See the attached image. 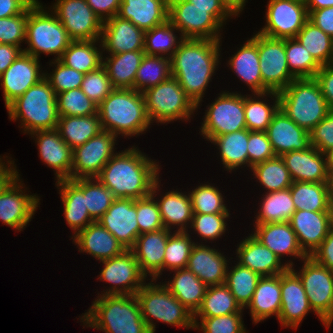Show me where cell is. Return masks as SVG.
Returning <instances> with one entry per match:
<instances>
[{
  "instance_id": "6da1fadb",
  "label": "cell",
  "mask_w": 333,
  "mask_h": 333,
  "mask_svg": "<svg viewBox=\"0 0 333 333\" xmlns=\"http://www.w3.org/2000/svg\"><path fill=\"white\" fill-rule=\"evenodd\" d=\"M157 163L133 146L115 154L97 178L115 198L136 200L150 195L159 180Z\"/></svg>"
},
{
  "instance_id": "7a4b0ae2",
  "label": "cell",
  "mask_w": 333,
  "mask_h": 333,
  "mask_svg": "<svg viewBox=\"0 0 333 333\" xmlns=\"http://www.w3.org/2000/svg\"><path fill=\"white\" fill-rule=\"evenodd\" d=\"M220 42L185 39L170 58L172 76L197 106L218 68Z\"/></svg>"
},
{
  "instance_id": "3957f363",
  "label": "cell",
  "mask_w": 333,
  "mask_h": 333,
  "mask_svg": "<svg viewBox=\"0 0 333 333\" xmlns=\"http://www.w3.org/2000/svg\"><path fill=\"white\" fill-rule=\"evenodd\" d=\"M97 298L81 317L87 327L105 333H151L136 295L98 294Z\"/></svg>"
},
{
  "instance_id": "277c9868",
  "label": "cell",
  "mask_w": 333,
  "mask_h": 333,
  "mask_svg": "<svg viewBox=\"0 0 333 333\" xmlns=\"http://www.w3.org/2000/svg\"><path fill=\"white\" fill-rule=\"evenodd\" d=\"M102 130L121 136L147 131L149 120L143 94L135 89L115 88L97 107Z\"/></svg>"
},
{
  "instance_id": "5b68a950",
  "label": "cell",
  "mask_w": 333,
  "mask_h": 333,
  "mask_svg": "<svg viewBox=\"0 0 333 333\" xmlns=\"http://www.w3.org/2000/svg\"><path fill=\"white\" fill-rule=\"evenodd\" d=\"M10 120H20L24 133L56 129L59 115L56 94L44 77L7 107Z\"/></svg>"
},
{
  "instance_id": "8992f818",
  "label": "cell",
  "mask_w": 333,
  "mask_h": 333,
  "mask_svg": "<svg viewBox=\"0 0 333 333\" xmlns=\"http://www.w3.org/2000/svg\"><path fill=\"white\" fill-rule=\"evenodd\" d=\"M278 96L279 108L307 132L331 110L314 78L294 79Z\"/></svg>"
},
{
  "instance_id": "52a82bcc",
  "label": "cell",
  "mask_w": 333,
  "mask_h": 333,
  "mask_svg": "<svg viewBox=\"0 0 333 333\" xmlns=\"http://www.w3.org/2000/svg\"><path fill=\"white\" fill-rule=\"evenodd\" d=\"M25 41L28 47L23 49L24 53L37 59L41 53L54 54V59L59 60L73 40L53 12L50 14L42 3L33 1L28 6Z\"/></svg>"
},
{
  "instance_id": "ba28073f",
  "label": "cell",
  "mask_w": 333,
  "mask_h": 333,
  "mask_svg": "<svg viewBox=\"0 0 333 333\" xmlns=\"http://www.w3.org/2000/svg\"><path fill=\"white\" fill-rule=\"evenodd\" d=\"M153 281L152 279L150 283H145L135 294L140 305L141 316L149 331L155 333L156 323L153 319L171 326L195 329L194 314L172 295L163 283L155 285Z\"/></svg>"
},
{
  "instance_id": "9c48e42d",
  "label": "cell",
  "mask_w": 333,
  "mask_h": 333,
  "mask_svg": "<svg viewBox=\"0 0 333 333\" xmlns=\"http://www.w3.org/2000/svg\"><path fill=\"white\" fill-rule=\"evenodd\" d=\"M142 94L151 123L165 124L179 119L187 121L198 108L173 76Z\"/></svg>"
},
{
  "instance_id": "30bf717a",
  "label": "cell",
  "mask_w": 333,
  "mask_h": 333,
  "mask_svg": "<svg viewBox=\"0 0 333 333\" xmlns=\"http://www.w3.org/2000/svg\"><path fill=\"white\" fill-rule=\"evenodd\" d=\"M300 272L291 269L301 279L310 307L328 329L332 324L333 271L308 256Z\"/></svg>"
},
{
  "instance_id": "8fae6325",
  "label": "cell",
  "mask_w": 333,
  "mask_h": 333,
  "mask_svg": "<svg viewBox=\"0 0 333 333\" xmlns=\"http://www.w3.org/2000/svg\"><path fill=\"white\" fill-rule=\"evenodd\" d=\"M200 128L201 135L209 141L212 137L246 129L244 95L222 91L208 105Z\"/></svg>"
},
{
  "instance_id": "7c38bea8",
  "label": "cell",
  "mask_w": 333,
  "mask_h": 333,
  "mask_svg": "<svg viewBox=\"0 0 333 333\" xmlns=\"http://www.w3.org/2000/svg\"><path fill=\"white\" fill-rule=\"evenodd\" d=\"M256 45L260 60L262 93L279 92L296 79L287 65L285 39L270 38L258 32L256 33Z\"/></svg>"
},
{
  "instance_id": "4fadbf2b",
  "label": "cell",
  "mask_w": 333,
  "mask_h": 333,
  "mask_svg": "<svg viewBox=\"0 0 333 333\" xmlns=\"http://www.w3.org/2000/svg\"><path fill=\"white\" fill-rule=\"evenodd\" d=\"M168 21L185 39L221 41L220 29L223 24L209 13V9L196 7L190 1L171 6L168 9Z\"/></svg>"
},
{
  "instance_id": "5bb4252c",
  "label": "cell",
  "mask_w": 333,
  "mask_h": 333,
  "mask_svg": "<svg viewBox=\"0 0 333 333\" xmlns=\"http://www.w3.org/2000/svg\"><path fill=\"white\" fill-rule=\"evenodd\" d=\"M51 7L73 41L100 40L103 22L86 0H56Z\"/></svg>"
},
{
  "instance_id": "9a60e30c",
  "label": "cell",
  "mask_w": 333,
  "mask_h": 333,
  "mask_svg": "<svg viewBox=\"0 0 333 333\" xmlns=\"http://www.w3.org/2000/svg\"><path fill=\"white\" fill-rule=\"evenodd\" d=\"M100 262L104 268L98 279L113 285L102 295H135L146 283L147 276L141 271L132 250H125L120 255Z\"/></svg>"
},
{
  "instance_id": "2e32d148",
  "label": "cell",
  "mask_w": 333,
  "mask_h": 333,
  "mask_svg": "<svg viewBox=\"0 0 333 333\" xmlns=\"http://www.w3.org/2000/svg\"><path fill=\"white\" fill-rule=\"evenodd\" d=\"M117 136L102 130L81 146L73 149L71 180L97 178L114 153Z\"/></svg>"
},
{
  "instance_id": "e0dca14e",
  "label": "cell",
  "mask_w": 333,
  "mask_h": 333,
  "mask_svg": "<svg viewBox=\"0 0 333 333\" xmlns=\"http://www.w3.org/2000/svg\"><path fill=\"white\" fill-rule=\"evenodd\" d=\"M266 25L260 34L276 39L295 38L309 19L306 4L296 0H269Z\"/></svg>"
},
{
  "instance_id": "ac0fdd59",
  "label": "cell",
  "mask_w": 333,
  "mask_h": 333,
  "mask_svg": "<svg viewBox=\"0 0 333 333\" xmlns=\"http://www.w3.org/2000/svg\"><path fill=\"white\" fill-rule=\"evenodd\" d=\"M19 175L0 194V219L15 230L24 229L31 221L39 205V196L22 191L23 183Z\"/></svg>"
},
{
  "instance_id": "d6986e66",
  "label": "cell",
  "mask_w": 333,
  "mask_h": 333,
  "mask_svg": "<svg viewBox=\"0 0 333 333\" xmlns=\"http://www.w3.org/2000/svg\"><path fill=\"white\" fill-rule=\"evenodd\" d=\"M39 62V59L22 52L0 75L6 107L44 78L45 73L40 71Z\"/></svg>"
},
{
  "instance_id": "ffe728a7",
  "label": "cell",
  "mask_w": 333,
  "mask_h": 333,
  "mask_svg": "<svg viewBox=\"0 0 333 333\" xmlns=\"http://www.w3.org/2000/svg\"><path fill=\"white\" fill-rule=\"evenodd\" d=\"M134 199L116 198L98 222L108 230L126 250H131L139 236Z\"/></svg>"
},
{
  "instance_id": "44dd1931",
  "label": "cell",
  "mask_w": 333,
  "mask_h": 333,
  "mask_svg": "<svg viewBox=\"0 0 333 333\" xmlns=\"http://www.w3.org/2000/svg\"><path fill=\"white\" fill-rule=\"evenodd\" d=\"M310 310L301 279L288 268L281 274V311L278 316L281 326L297 329Z\"/></svg>"
},
{
  "instance_id": "7402d4cb",
  "label": "cell",
  "mask_w": 333,
  "mask_h": 333,
  "mask_svg": "<svg viewBox=\"0 0 333 333\" xmlns=\"http://www.w3.org/2000/svg\"><path fill=\"white\" fill-rule=\"evenodd\" d=\"M289 223L297 235L301 249L311 256L333 226V212L296 210Z\"/></svg>"
},
{
  "instance_id": "603a6c76",
  "label": "cell",
  "mask_w": 333,
  "mask_h": 333,
  "mask_svg": "<svg viewBox=\"0 0 333 333\" xmlns=\"http://www.w3.org/2000/svg\"><path fill=\"white\" fill-rule=\"evenodd\" d=\"M145 32L131 21L117 15L104 21L100 38L102 50L108 54H121L144 50ZM110 52V53H109Z\"/></svg>"
},
{
  "instance_id": "cb8c5ba5",
  "label": "cell",
  "mask_w": 333,
  "mask_h": 333,
  "mask_svg": "<svg viewBox=\"0 0 333 333\" xmlns=\"http://www.w3.org/2000/svg\"><path fill=\"white\" fill-rule=\"evenodd\" d=\"M30 135L36 137L41 160L56 171V181L71 179L73 150L60 137L58 130H40Z\"/></svg>"
},
{
  "instance_id": "d4e9b609",
  "label": "cell",
  "mask_w": 333,
  "mask_h": 333,
  "mask_svg": "<svg viewBox=\"0 0 333 333\" xmlns=\"http://www.w3.org/2000/svg\"><path fill=\"white\" fill-rule=\"evenodd\" d=\"M265 132L276 156L311 147L310 132L298 126L280 108Z\"/></svg>"
},
{
  "instance_id": "484cf974",
  "label": "cell",
  "mask_w": 333,
  "mask_h": 333,
  "mask_svg": "<svg viewBox=\"0 0 333 333\" xmlns=\"http://www.w3.org/2000/svg\"><path fill=\"white\" fill-rule=\"evenodd\" d=\"M240 265L258 273L261 277L275 276L293 267V262L281 264V259L268 247L262 245L252 234L243 239L236 249Z\"/></svg>"
},
{
  "instance_id": "4316f807",
  "label": "cell",
  "mask_w": 333,
  "mask_h": 333,
  "mask_svg": "<svg viewBox=\"0 0 333 333\" xmlns=\"http://www.w3.org/2000/svg\"><path fill=\"white\" fill-rule=\"evenodd\" d=\"M292 181L327 183L329 171L325 153L314 146L307 150H295L281 156Z\"/></svg>"
},
{
  "instance_id": "83f0119b",
  "label": "cell",
  "mask_w": 333,
  "mask_h": 333,
  "mask_svg": "<svg viewBox=\"0 0 333 333\" xmlns=\"http://www.w3.org/2000/svg\"><path fill=\"white\" fill-rule=\"evenodd\" d=\"M172 233L169 229L162 228L157 231L140 234L134 247L131 249L135 254L141 271L153 280L162 275L165 247L168 237Z\"/></svg>"
},
{
  "instance_id": "f1b7e54d",
  "label": "cell",
  "mask_w": 333,
  "mask_h": 333,
  "mask_svg": "<svg viewBox=\"0 0 333 333\" xmlns=\"http://www.w3.org/2000/svg\"><path fill=\"white\" fill-rule=\"evenodd\" d=\"M227 262L220 251L197 242L191 249L187 268L207 286L220 285L225 283Z\"/></svg>"
},
{
  "instance_id": "f546056e",
  "label": "cell",
  "mask_w": 333,
  "mask_h": 333,
  "mask_svg": "<svg viewBox=\"0 0 333 333\" xmlns=\"http://www.w3.org/2000/svg\"><path fill=\"white\" fill-rule=\"evenodd\" d=\"M252 234L262 245L268 247L280 259L283 255L304 260L308 255L301 249L297 235L289 222L255 224Z\"/></svg>"
},
{
  "instance_id": "4dcf8cb0",
  "label": "cell",
  "mask_w": 333,
  "mask_h": 333,
  "mask_svg": "<svg viewBox=\"0 0 333 333\" xmlns=\"http://www.w3.org/2000/svg\"><path fill=\"white\" fill-rule=\"evenodd\" d=\"M73 242L79 246V252L90 254L99 261L113 258L126 250L98 221L79 231Z\"/></svg>"
},
{
  "instance_id": "1f68e13d",
  "label": "cell",
  "mask_w": 333,
  "mask_h": 333,
  "mask_svg": "<svg viewBox=\"0 0 333 333\" xmlns=\"http://www.w3.org/2000/svg\"><path fill=\"white\" fill-rule=\"evenodd\" d=\"M117 16L145 32L168 20V8L166 0H121Z\"/></svg>"
},
{
  "instance_id": "d6a6232c",
  "label": "cell",
  "mask_w": 333,
  "mask_h": 333,
  "mask_svg": "<svg viewBox=\"0 0 333 333\" xmlns=\"http://www.w3.org/2000/svg\"><path fill=\"white\" fill-rule=\"evenodd\" d=\"M250 310L254 324L281 311V274L261 277L246 309Z\"/></svg>"
},
{
  "instance_id": "836d02e7",
  "label": "cell",
  "mask_w": 333,
  "mask_h": 333,
  "mask_svg": "<svg viewBox=\"0 0 333 333\" xmlns=\"http://www.w3.org/2000/svg\"><path fill=\"white\" fill-rule=\"evenodd\" d=\"M64 207V216L68 226L74 230L75 236L94 221L91 219L85 203L83 191L71 180L56 181Z\"/></svg>"
},
{
  "instance_id": "e575fe53",
  "label": "cell",
  "mask_w": 333,
  "mask_h": 333,
  "mask_svg": "<svg viewBox=\"0 0 333 333\" xmlns=\"http://www.w3.org/2000/svg\"><path fill=\"white\" fill-rule=\"evenodd\" d=\"M228 61V66L253 93H262L260 60L256 45V34L248 39Z\"/></svg>"
},
{
  "instance_id": "d590c367",
  "label": "cell",
  "mask_w": 333,
  "mask_h": 333,
  "mask_svg": "<svg viewBox=\"0 0 333 333\" xmlns=\"http://www.w3.org/2000/svg\"><path fill=\"white\" fill-rule=\"evenodd\" d=\"M174 272L173 279L164 285L190 312L195 314L201 306L208 286L187 267Z\"/></svg>"
},
{
  "instance_id": "8d00e7d4",
  "label": "cell",
  "mask_w": 333,
  "mask_h": 333,
  "mask_svg": "<svg viewBox=\"0 0 333 333\" xmlns=\"http://www.w3.org/2000/svg\"><path fill=\"white\" fill-rule=\"evenodd\" d=\"M186 194L177 190L168 191L157 200L164 228L172 230L171 226H177L176 231H188L186 228L190 226L194 212L190 196Z\"/></svg>"
},
{
  "instance_id": "74e56055",
  "label": "cell",
  "mask_w": 333,
  "mask_h": 333,
  "mask_svg": "<svg viewBox=\"0 0 333 333\" xmlns=\"http://www.w3.org/2000/svg\"><path fill=\"white\" fill-rule=\"evenodd\" d=\"M103 57L108 78L114 88L134 89L136 72L140 66L144 51H130L121 54H109Z\"/></svg>"
},
{
  "instance_id": "f35d334b",
  "label": "cell",
  "mask_w": 333,
  "mask_h": 333,
  "mask_svg": "<svg viewBox=\"0 0 333 333\" xmlns=\"http://www.w3.org/2000/svg\"><path fill=\"white\" fill-rule=\"evenodd\" d=\"M56 129L72 150L102 131L98 113L89 116H59Z\"/></svg>"
},
{
  "instance_id": "ab89813d",
  "label": "cell",
  "mask_w": 333,
  "mask_h": 333,
  "mask_svg": "<svg viewBox=\"0 0 333 333\" xmlns=\"http://www.w3.org/2000/svg\"><path fill=\"white\" fill-rule=\"evenodd\" d=\"M248 140L249 130L242 129L212 137L209 141L217 145L224 168L231 172L240 166H248Z\"/></svg>"
},
{
  "instance_id": "60d3db41",
  "label": "cell",
  "mask_w": 333,
  "mask_h": 333,
  "mask_svg": "<svg viewBox=\"0 0 333 333\" xmlns=\"http://www.w3.org/2000/svg\"><path fill=\"white\" fill-rule=\"evenodd\" d=\"M289 188L296 210L333 212L327 183L293 181Z\"/></svg>"
},
{
  "instance_id": "b9f144b4",
  "label": "cell",
  "mask_w": 333,
  "mask_h": 333,
  "mask_svg": "<svg viewBox=\"0 0 333 333\" xmlns=\"http://www.w3.org/2000/svg\"><path fill=\"white\" fill-rule=\"evenodd\" d=\"M98 41L100 40L72 41L59 60L83 74L96 70L103 64V52L95 45Z\"/></svg>"
},
{
  "instance_id": "7bdbcfd3",
  "label": "cell",
  "mask_w": 333,
  "mask_h": 333,
  "mask_svg": "<svg viewBox=\"0 0 333 333\" xmlns=\"http://www.w3.org/2000/svg\"><path fill=\"white\" fill-rule=\"evenodd\" d=\"M255 217V224L289 222L296 211L290 188L267 192Z\"/></svg>"
},
{
  "instance_id": "ee69618b",
  "label": "cell",
  "mask_w": 333,
  "mask_h": 333,
  "mask_svg": "<svg viewBox=\"0 0 333 333\" xmlns=\"http://www.w3.org/2000/svg\"><path fill=\"white\" fill-rule=\"evenodd\" d=\"M243 309L225 284L208 286L201 306L194 314L197 318L217 317L233 313H242ZM197 317V318H196Z\"/></svg>"
},
{
  "instance_id": "f6af8a7d",
  "label": "cell",
  "mask_w": 333,
  "mask_h": 333,
  "mask_svg": "<svg viewBox=\"0 0 333 333\" xmlns=\"http://www.w3.org/2000/svg\"><path fill=\"white\" fill-rule=\"evenodd\" d=\"M253 95L257 98L255 99V97L252 98V96L244 95L246 129L249 131L265 132L271 123L273 115L279 109L278 92L267 91L263 93H254ZM269 95L274 101L273 105L260 101L261 98L264 99V96Z\"/></svg>"
},
{
  "instance_id": "bcb514c9",
  "label": "cell",
  "mask_w": 333,
  "mask_h": 333,
  "mask_svg": "<svg viewBox=\"0 0 333 333\" xmlns=\"http://www.w3.org/2000/svg\"><path fill=\"white\" fill-rule=\"evenodd\" d=\"M295 38L321 66L333 63V39L309 19Z\"/></svg>"
},
{
  "instance_id": "7dc6e473",
  "label": "cell",
  "mask_w": 333,
  "mask_h": 333,
  "mask_svg": "<svg viewBox=\"0 0 333 333\" xmlns=\"http://www.w3.org/2000/svg\"><path fill=\"white\" fill-rule=\"evenodd\" d=\"M171 76L170 58L145 54L136 72L134 89L142 93Z\"/></svg>"
},
{
  "instance_id": "c3c4849f",
  "label": "cell",
  "mask_w": 333,
  "mask_h": 333,
  "mask_svg": "<svg viewBox=\"0 0 333 333\" xmlns=\"http://www.w3.org/2000/svg\"><path fill=\"white\" fill-rule=\"evenodd\" d=\"M178 31L168 20L159 26L145 31L144 52L147 55L163 56L171 58L179 45L185 40L184 37L175 35ZM174 31V32H173Z\"/></svg>"
},
{
  "instance_id": "681fc988",
  "label": "cell",
  "mask_w": 333,
  "mask_h": 333,
  "mask_svg": "<svg viewBox=\"0 0 333 333\" xmlns=\"http://www.w3.org/2000/svg\"><path fill=\"white\" fill-rule=\"evenodd\" d=\"M84 193L85 203L91 219L96 222L116 199L113 193L98 178L72 180Z\"/></svg>"
},
{
  "instance_id": "f907efd6",
  "label": "cell",
  "mask_w": 333,
  "mask_h": 333,
  "mask_svg": "<svg viewBox=\"0 0 333 333\" xmlns=\"http://www.w3.org/2000/svg\"><path fill=\"white\" fill-rule=\"evenodd\" d=\"M251 170L255 179H258L267 192L287 189L293 182L281 156L256 164Z\"/></svg>"
},
{
  "instance_id": "816d5d0a",
  "label": "cell",
  "mask_w": 333,
  "mask_h": 333,
  "mask_svg": "<svg viewBox=\"0 0 333 333\" xmlns=\"http://www.w3.org/2000/svg\"><path fill=\"white\" fill-rule=\"evenodd\" d=\"M235 265L230 271L227 268L224 284L229 288L236 302L244 309L250 303L261 276L239 263Z\"/></svg>"
},
{
  "instance_id": "f5cc1de1",
  "label": "cell",
  "mask_w": 333,
  "mask_h": 333,
  "mask_svg": "<svg viewBox=\"0 0 333 333\" xmlns=\"http://www.w3.org/2000/svg\"><path fill=\"white\" fill-rule=\"evenodd\" d=\"M285 53L288 68L296 79L314 78L322 67L296 38L285 39Z\"/></svg>"
},
{
  "instance_id": "db71d44e",
  "label": "cell",
  "mask_w": 333,
  "mask_h": 333,
  "mask_svg": "<svg viewBox=\"0 0 333 333\" xmlns=\"http://www.w3.org/2000/svg\"><path fill=\"white\" fill-rule=\"evenodd\" d=\"M168 237L165 247L163 270L174 271L186 268L191 249L195 242L191 240L188 231H173Z\"/></svg>"
},
{
  "instance_id": "11a10c76",
  "label": "cell",
  "mask_w": 333,
  "mask_h": 333,
  "mask_svg": "<svg viewBox=\"0 0 333 333\" xmlns=\"http://www.w3.org/2000/svg\"><path fill=\"white\" fill-rule=\"evenodd\" d=\"M159 185L160 183L157 180L152 187L150 195L134 200L137 210L136 219L139 225V235L164 228L159 205L157 200H155L156 192L160 190Z\"/></svg>"
},
{
  "instance_id": "9f6ffc18",
  "label": "cell",
  "mask_w": 333,
  "mask_h": 333,
  "mask_svg": "<svg viewBox=\"0 0 333 333\" xmlns=\"http://www.w3.org/2000/svg\"><path fill=\"white\" fill-rule=\"evenodd\" d=\"M59 116H89L97 113L93 103L81 88L71 89L56 95Z\"/></svg>"
},
{
  "instance_id": "6f0895ef",
  "label": "cell",
  "mask_w": 333,
  "mask_h": 333,
  "mask_svg": "<svg viewBox=\"0 0 333 333\" xmlns=\"http://www.w3.org/2000/svg\"><path fill=\"white\" fill-rule=\"evenodd\" d=\"M194 213L216 214L229 213L221 192L215 186L200 184L188 192Z\"/></svg>"
},
{
  "instance_id": "680465c9",
  "label": "cell",
  "mask_w": 333,
  "mask_h": 333,
  "mask_svg": "<svg viewBox=\"0 0 333 333\" xmlns=\"http://www.w3.org/2000/svg\"><path fill=\"white\" fill-rule=\"evenodd\" d=\"M80 88L97 106L115 89L103 65L84 74Z\"/></svg>"
},
{
  "instance_id": "91938a15",
  "label": "cell",
  "mask_w": 333,
  "mask_h": 333,
  "mask_svg": "<svg viewBox=\"0 0 333 333\" xmlns=\"http://www.w3.org/2000/svg\"><path fill=\"white\" fill-rule=\"evenodd\" d=\"M230 213L200 214L194 213L191 228L202 237V240H216L226 232L227 220Z\"/></svg>"
},
{
  "instance_id": "94428289",
  "label": "cell",
  "mask_w": 333,
  "mask_h": 333,
  "mask_svg": "<svg viewBox=\"0 0 333 333\" xmlns=\"http://www.w3.org/2000/svg\"><path fill=\"white\" fill-rule=\"evenodd\" d=\"M51 64H54L56 68L48 75L45 73L44 77L48 80L56 95L81 87L83 73L66 66L60 60L53 59Z\"/></svg>"
},
{
  "instance_id": "6125c7cd",
  "label": "cell",
  "mask_w": 333,
  "mask_h": 333,
  "mask_svg": "<svg viewBox=\"0 0 333 333\" xmlns=\"http://www.w3.org/2000/svg\"><path fill=\"white\" fill-rule=\"evenodd\" d=\"M242 315V313H233L217 317L200 318V322H194L195 330H201L203 333H247L242 321Z\"/></svg>"
},
{
  "instance_id": "be15d7a7",
  "label": "cell",
  "mask_w": 333,
  "mask_h": 333,
  "mask_svg": "<svg viewBox=\"0 0 333 333\" xmlns=\"http://www.w3.org/2000/svg\"><path fill=\"white\" fill-rule=\"evenodd\" d=\"M28 21V7L18 15L0 18V44H8L21 48L25 41Z\"/></svg>"
},
{
  "instance_id": "e7e4bbea",
  "label": "cell",
  "mask_w": 333,
  "mask_h": 333,
  "mask_svg": "<svg viewBox=\"0 0 333 333\" xmlns=\"http://www.w3.org/2000/svg\"><path fill=\"white\" fill-rule=\"evenodd\" d=\"M247 150L248 167H250V169L256 164L262 163L276 156L266 132L263 131H249Z\"/></svg>"
},
{
  "instance_id": "03108f58",
  "label": "cell",
  "mask_w": 333,
  "mask_h": 333,
  "mask_svg": "<svg viewBox=\"0 0 333 333\" xmlns=\"http://www.w3.org/2000/svg\"><path fill=\"white\" fill-rule=\"evenodd\" d=\"M310 143L322 153L333 148V110L310 131Z\"/></svg>"
},
{
  "instance_id": "003e7915",
  "label": "cell",
  "mask_w": 333,
  "mask_h": 333,
  "mask_svg": "<svg viewBox=\"0 0 333 333\" xmlns=\"http://www.w3.org/2000/svg\"><path fill=\"white\" fill-rule=\"evenodd\" d=\"M314 79L320 86L328 107L333 110V63L322 66Z\"/></svg>"
},
{
  "instance_id": "a7ac6f4b",
  "label": "cell",
  "mask_w": 333,
  "mask_h": 333,
  "mask_svg": "<svg viewBox=\"0 0 333 333\" xmlns=\"http://www.w3.org/2000/svg\"><path fill=\"white\" fill-rule=\"evenodd\" d=\"M310 257L320 265L333 271V226L330 228L326 238Z\"/></svg>"
},
{
  "instance_id": "89a4df30",
  "label": "cell",
  "mask_w": 333,
  "mask_h": 333,
  "mask_svg": "<svg viewBox=\"0 0 333 333\" xmlns=\"http://www.w3.org/2000/svg\"><path fill=\"white\" fill-rule=\"evenodd\" d=\"M93 12L104 22L118 14L121 0H86Z\"/></svg>"
},
{
  "instance_id": "2644e50d",
  "label": "cell",
  "mask_w": 333,
  "mask_h": 333,
  "mask_svg": "<svg viewBox=\"0 0 333 333\" xmlns=\"http://www.w3.org/2000/svg\"><path fill=\"white\" fill-rule=\"evenodd\" d=\"M307 11L309 20L333 39V7Z\"/></svg>"
},
{
  "instance_id": "8c879c8a",
  "label": "cell",
  "mask_w": 333,
  "mask_h": 333,
  "mask_svg": "<svg viewBox=\"0 0 333 333\" xmlns=\"http://www.w3.org/2000/svg\"><path fill=\"white\" fill-rule=\"evenodd\" d=\"M194 6L201 9H209V13L213 14L223 25L225 20L233 16L221 3L220 0H189Z\"/></svg>"
},
{
  "instance_id": "753ad0ef",
  "label": "cell",
  "mask_w": 333,
  "mask_h": 333,
  "mask_svg": "<svg viewBox=\"0 0 333 333\" xmlns=\"http://www.w3.org/2000/svg\"><path fill=\"white\" fill-rule=\"evenodd\" d=\"M33 0H0V18L21 14Z\"/></svg>"
},
{
  "instance_id": "34e18365",
  "label": "cell",
  "mask_w": 333,
  "mask_h": 333,
  "mask_svg": "<svg viewBox=\"0 0 333 333\" xmlns=\"http://www.w3.org/2000/svg\"><path fill=\"white\" fill-rule=\"evenodd\" d=\"M23 52V49L17 46L0 44V75L15 61Z\"/></svg>"
},
{
  "instance_id": "11e5206c",
  "label": "cell",
  "mask_w": 333,
  "mask_h": 333,
  "mask_svg": "<svg viewBox=\"0 0 333 333\" xmlns=\"http://www.w3.org/2000/svg\"><path fill=\"white\" fill-rule=\"evenodd\" d=\"M7 163L0 158V194L20 174L14 165V161L6 159ZM9 163V164H8ZM7 164V165H6Z\"/></svg>"
},
{
  "instance_id": "2a66077c",
  "label": "cell",
  "mask_w": 333,
  "mask_h": 333,
  "mask_svg": "<svg viewBox=\"0 0 333 333\" xmlns=\"http://www.w3.org/2000/svg\"><path fill=\"white\" fill-rule=\"evenodd\" d=\"M224 7L234 16H238L247 0H220Z\"/></svg>"
},
{
  "instance_id": "b9fcfbb0",
  "label": "cell",
  "mask_w": 333,
  "mask_h": 333,
  "mask_svg": "<svg viewBox=\"0 0 333 333\" xmlns=\"http://www.w3.org/2000/svg\"><path fill=\"white\" fill-rule=\"evenodd\" d=\"M327 7H333V0H308L306 2L307 10H316Z\"/></svg>"
},
{
  "instance_id": "09005b40",
  "label": "cell",
  "mask_w": 333,
  "mask_h": 333,
  "mask_svg": "<svg viewBox=\"0 0 333 333\" xmlns=\"http://www.w3.org/2000/svg\"><path fill=\"white\" fill-rule=\"evenodd\" d=\"M327 186H328V193H329V201L331 207L333 209V171H329V175L327 178Z\"/></svg>"
},
{
  "instance_id": "979ff035",
  "label": "cell",
  "mask_w": 333,
  "mask_h": 333,
  "mask_svg": "<svg viewBox=\"0 0 333 333\" xmlns=\"http://www.w3.org/2000/svg\"><path fill=\"white\" fill-rule=\"evenodd\" d=\"M328 171H333V148L325 152Z\"/></svg>"
},
{
  "instance_id": "deb4b68c",
  "label": "cell",
  "mask_w": 333,
  "mask_h": 333,
  "mask_svg": "<svg viewBox=\"0 0 333 333\" xmlns=\"http://www.w3.org/2000/svg\"><path fill=\"white\" fill-rule=\"evenodd\" d=\"M189 0H166V6L169 9L171 6L182 3V2H187Z\"/></svg>"
},
{
  "instance_id": "67dfc351",
  "label": "cell",
  "mask_w": 333,
  "mask_h": 333,
  "mask_svg": "<svg viewBox=\"0 0 333 333\" xmlns=\"http://www.w3.org/2000/svg\"><path fill=\"white\" fill-rule=\"evenodd\" d=\"M296 1H300V2H303V3L306 4V2H307L308 0H296Z\"/></svg>"
}]
</instances>
